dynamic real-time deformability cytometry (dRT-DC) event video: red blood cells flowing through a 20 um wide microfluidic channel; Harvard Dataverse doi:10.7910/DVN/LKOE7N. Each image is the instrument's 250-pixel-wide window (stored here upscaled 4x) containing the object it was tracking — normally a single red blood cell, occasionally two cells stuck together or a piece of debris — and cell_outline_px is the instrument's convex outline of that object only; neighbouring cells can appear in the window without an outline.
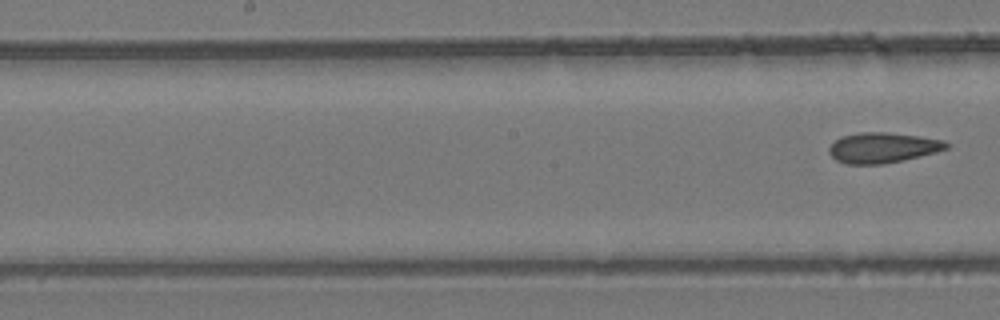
{"species": "common noctule bat (a hibernating species)", "species_latin": "Nyctalus noctula", "temperature_condition": "room temperature", "stored_images_in_passage": 9, "segment_of_instrument_passage": [2, 2], "camera_frame_rate_fps": 3000, "um_per_image_px": 0.085, "animal": {"sex": "female", "body_mass_g": 24.6, "forearm_length_mm": 56.2}, "frame": {"image": 1, "passage_image": 9, "time_ms": 11.0, "image_size_px": [1000, 320], "cell_outline_px": [[952, 144], [948, 148], [936, 152], [884, 164], [844, 164], [836, 160], [828, 152], [828, 148], [836, 140], [844, 136], [860, 132], [888, 132], [944, 140]], "centroid_in_image_um": [75.03, 12.55], "position_along_channel_um": 173.2, "area_um2": 20.63}}